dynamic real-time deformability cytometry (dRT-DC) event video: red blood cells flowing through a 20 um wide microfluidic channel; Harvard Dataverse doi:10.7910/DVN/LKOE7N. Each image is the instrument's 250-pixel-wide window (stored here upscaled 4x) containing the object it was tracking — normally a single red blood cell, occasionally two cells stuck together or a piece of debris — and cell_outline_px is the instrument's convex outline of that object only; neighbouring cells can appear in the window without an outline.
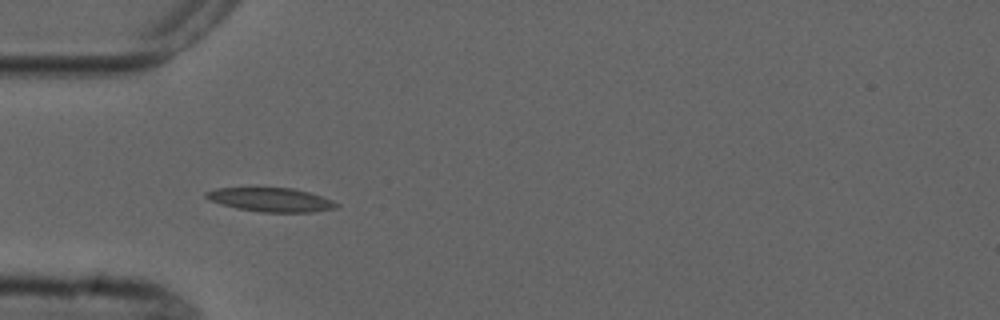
{"species": "common noctule bat (a hibernating species)", "species_latin": "Nyctalus noctula", "temperature_condition": "cold", "stored_images_in_passage": 4, "camera_frame_rate_fps": 3000, "um_per_image_px": 0.085, "animal": {"sex": "male", "forearm_length_mm": 52.5}, "frame": {"image": 1, "passage_image": 3, "time_ms": 2.333, "image_size_px": [1000, 320], "cell_outline_px": [[340, 204], [336, 208], [312, 212], [260, 212], [236, 208], [220, 204], [208, 200], [204, 196], [204, 192], [216, 188], [292, 188], [308, 192], [332, 200]], "centroid_in_image_um": [22.98, 16.98], "position_along_channel_um": 62.0, "area_um2": 18.15}}
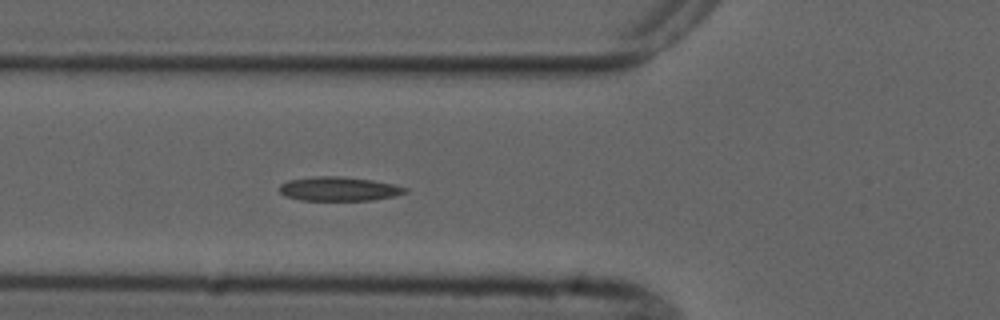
{"frame": {"image": 2, "passage_image": 4, "time_ms": 3.333, "image_size_px": [1000, 320], "cell_outline_px": [[408, 192], [396, 196], [372, 200], [300, 200], [284, 196], [280, 192], [280, 184], [288, 180], [316, 176], [340, 176], [372, 180], [392, 184], [408, 188]], "centroid_in_image_um": [28.81, 16.06], "position_along_channel_um": 97.0, "area_um2": 17.69}}